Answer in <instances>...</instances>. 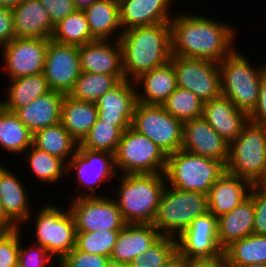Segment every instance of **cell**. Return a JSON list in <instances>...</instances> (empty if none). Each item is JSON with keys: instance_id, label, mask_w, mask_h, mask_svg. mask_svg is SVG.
Segmentation results:
<instances>
[{"instance_id": "1", "label": "cell", "mask_w": 266, "mask_h": 267, "mask_svg": "<svg viewBox=\"0 0 266 267\" xmlns=\"http://www.w3.org/2000/svg\"><path fill=\"white\" fill-rule=\"evenodd\" d=\"M174 16L170 20L173 56L219 63L236 49L233 26L202 15L182 13Z\"/></svg>"}, {"instance_id": "2", "label": "cell", "mask_w": 266, "mask_h": 267, "mask_svg": "<svg viewBox=\"0 0 266 267\" xmlns=\"http://www.w3.org/2000/svg\"><path fill=\"white\" fill-rule=\"evenodd\" d=\"M119 41L128 81H135L147 71L165 65L172 57L170 23L128 29L123 31Z\"/></svg>"}, {"instance_id": "3", "label": "cell", "mask_w": 266, "mask_h": 267, "mask_svg": "<svg viewBox=\"0 0 266 267\" xmlns=\"http://www.w3.org/2000/svg\"><path fill=\"white\" fill-rule=\"evenodd\" d=\"M115 202L126 224H153L166 185L164 173L122 174ZM118 198V199H117Z\"/></svg>"}, {"instance_id": "4", "label": "cell", "mask_w": 266, "mask_h": 267, "mask_svg": "<svg viewBox=\"0 0 266 267\" xmlns=\"http://www.w3.org/2000/svg\"><path fill=\"white\" fill-rule=\"evenodd\" d=\"M266 124L248 121L230 143L226 171L250 181L266 184Z\"/></svg>"}, {"instance_id": "5", "label": "cell", "mask_w": 266, "mask_h": 267, "mask_svg": "<svg viewBox=\"0 0 266 267\" xmlns=\"http://www.w3.org/2000/svg\"><path fill=\"white\" fill-rule=\"evenodd\" d=\"M254 68L238 49L219 62L221 94L248 115L258 102L263 71Z\"/></svg>"}, {"instance_id": "6", "label": "cell", "mask_w": 266, "mask_h": 267, "mask_svg": "<svg viewBox=\"0 0 266 267\" xmlns=\"http://www.w3.org/2000/svg\"><path fill=\"white\" fill-rule=\"evenodd\" d=\"M225 171L226 165L221 161L180 149L167 155L164 175L166 183L173 188L207 195Z\"/></svg>"}, {"instance_id": "7", "label": "cell", "mask_w": 266, "mask_h": 267, "mask_svg": "<svg viewBox=\"0 0 266 267\" xmlns=\"http://www.w3.org/2000/svg\"><path fill=\"white\" fill-rule=\"evenodd\" d=\"M208 212L207 195L165 186L153 226L162 236L178 237L192 221Z\"/></svg>"}, {"instance_id": "8", "label": "cell", "mask_w": 266, "mask_h": 267, "mask_svg": "<svg viewBox=\"0 0 266 267\" xmlns=\"http://www.w3.org/2000/svg\"><path fill=\"white\" fill-rule=\"evenodd\" d=\"M116 170L121 174L164 173L167 156L145 135L131 126L122 133L114 154Z\"/></svg>"}, {"instance_id": "9", "label": "cell", "mask_w": 266, "mask_h": 267, "mask_svg": "<svg viewBox=\"0 0 266 267\" xmlns=\"http://www.w3.org/2000/svg\"><path fill=\"white\" fill-rule=\"evenodd\" d=\"M36 242L47 249L59 262L76 247L77 230L70 210L47 205L35 216Z\"/></svg>"}, {"instance_id": "10", "label": "cell", "mask_w": 266, "mask_h": 267, "mask_svg": "<svg viewBox=\"0 0 266 267\" xmlns=\"http://www.w3.org/2000/svg\"><path fill=\"white\" fill-rule=\"evenodd\" d=\"M131 127L151 139L166 156L181 149L183 122L174 118L162 105L137 103Z\"/></svg>"}, {"instance_id": "11", "label": "cell", "mask_w": 266, "mask_h": 267, "mask_svg": "<svg viewBox=\"0 0 266 267\" xmlns=\"http://www.w3.org/2000/svg\"><path fill=\"white\" fill-rule=\"evenodd\" d=\"M177 252L190 262H221L218 217L209 211L197 217L177 238Z\"/></svg>"}, {"instance_id": "12", "label": "cell", "mask_w": 266, "mask_h": 267, "mask_svg": "<svg viewBox=\"0 0 266 267\" xmlns=\"http://www.w3.org/2000/svg\"><path fill=\"white\" fill-rule=\"evenodd\" d=\"M176 72L178 87L187 89L202 102L220 97L219 63L207 59L173 56L170 59Z\"/></svg>"}, {"instance_id": "13", "label": "cell", "mask_w": 266, "mask_h": 267, "mask_svg": "<svg viewBox=\"0 0 266 267\" xmlns=\"http://www.w3.org/2000/svg\"><path fill=\"white\" fill-rule=\"evenodd\" d=\"M77 232L122 230L125 222L115 200L107 196L76 197L68 207Z\"/></svg>"}, {"instance_id": "14", "label": "cell", "mask_w": 266, "mask_h": 267, "mask_svg": "<svg viewBox=\"0 0 266 267\" xmlns=\"http://www.w3.org/2000/svg\"><path fill=\"white\" fill-rule=\"evenodd\" d=\"M75 170L77 183L86 187L83 192L76 197L103 196L96 194V187L107 179L118 177L115 167L114 154L106 151H92L83 147H78L77 152L67 163V171ZM79 181V182H78Z\"/></svg>"}, {"instance_id": "15", "label": "cell", "mask_w": 266, "mask_h": 267, "mask_svg": "<svg viewBox=\"0 0 266 267\" xmlns=\"http://www.w3.org/2000/svg\"><path fill=\"white\" fill-rule=\"evenodd\" d=\"M80 73L79 46L58 44L50 40L43 70L49 89L69 94Z\"/></svg>"}, {"instance_id": "16", "label": "cell", "mask_w": 266, "mask_h": 267, "mask_svg": "<svg viewBox=\"0 0 266 267\" xmlns=\"http://www.w3.org/2000/svg\"><path fill=\"white\" fill-rule=\"evenodd\" d=\"M44 38H14L2 48L4 67L9 80L33 74L44 70L48 42Z\"/></svg>"}, {"instance_id": "17", "label": "cell", "mask_w": 266, "mask_h": 267, "mask_svg": "<svg viewBox=\"0 0 266 267\" xmlns=\"http://www.w3.org/2000/svg\"><path fill=\"white\" fill-rule=\"evenodd\" d=\"M230 144L201 116L183 122L181 149L227 164Z\"/></svg>"}, {"instance_id": "18", "label": "cell", "mask_w": 266, "mask_h": 267, "mask_svg": "<svg viewBox=\"0 0 266 267\" xmlns=\"http://www.w3.org/2000/svg\"><path fill=\"white\" fill-rule=\"evenodd\" d=\"M132 82L126 79L120 81L96 102L98 119L118 126L123 132L131 126L138 103L137 89H135L137 87L135 82Z\"/></svg>"}, {"instance_id": "19", "label": "cell", "mask_w": 266, "mask_h": 267, "mask_svg": "<svg viewBox=\"0 0 266 267\" xmlns=\"http://www.w3.org/2000/svg\"><path fill=\"white\" fill-rule=\"evenodd\" d=\"M114 43V44H113ZM80 69L88 73L114 75L125 80L119 40H95L79 46Z\"/></svg>"}, {"instance_id": "20", "label": "cell", "mask_w": 266, "mask_h": 267, "mask_svg": "<svg viewBox=\"0 0 266 267\" xmlns=\"http://www.w3.org/2000/svg\"><path fill=\"white\" fill-rule=\"evenodd\" d=\"M160 236L153 224H125L117 237L110 262L115 267H127Z\"/></svg>"}, {"instance_id": "21", "label": "cell", "mask_w": 266, "mask_h": 267, "mask_svg": "<svg viewBox=\"0 0 266 267\" xmlns=\"http://www.w3.org/2000/svg\"><path fill=\"white\" fill-rule=\"evenodd\" d=\"M202 117L229 144L240 134L244 125L249 121V115L238 109L227 97L204 102Z\"/></svg>"}, {"instance_id": "22", "label": "cell", "mask_w": 266, "mask_h": 267, "mask_svg": "<svg viewBox=\"0 0 266 267\" xmlns=\"http://www.w3.org/2000/svg\"><path fill=\"white\" fill-rule=\"evenodd\" d=\"M172 2L173 0H119L122 30L170 23L172 17L169 7Z\"/></svg>"}, {"instance_id": "23", "label": "cell", "mask_w": 266, "mask_h": 267, "mask_svg": "<svg viewBox=\"0 0 266 267\" xmlns=\"http://www.w3.org/2000/svg\"><path fill=\"white\" fill-rule=\"evenodd\" d=\"M12 14L15 38L51 39L55 25L39 0H23Z\"/></svg>"}, {"instance_id": "24", "label": "cell", "mask_w": 266, "mask_h": 267, "mask_svg": "<svg viewBox=\"0 0 266 267\" xmlns=\"http://www.w3.org/2000/svg\"><path fill=\"white\" fill-rule=\"evenodd\" d=\"M252 186L250 181L225 171L207 194L208 211L216 217L231 212L249 197Z\"/></svg>"}, {"instance_id": "25", "label": "cell", "mask_w": 266, "mask_h": 267, "mask_svg": "<svg viewBox=\"0 0 266 267\" xmlns=\"http://www.w3.org/2000/svg\"><path fill=\"white\" fill-rule=\"evenodd\" d=\"M65 94L50 90L38 96L33 102L15 113L20 121L32 132L61 122V108Z\"/></svg>"}, {"instance_id": "26", "label": "cell", "mask_w": 266, "mask_h": 267, "mask_svg": "<svg viewBox=\"0 0 266 267\" xmlns=\"http://www.w3.org/2000/svg\"><path fill=\"white\" fill-rule=\"evenodd\" d=\"M134 82L143 85V94L137 89V102L146 105H162L178 87L176 72L170 61L147 71Z\"/></svg>"}, {"instance_id": "27", "label": "cell", "mask_w": 266, "mask_h": 267, "mask_svg": "<svg viewBox=\"0 0 266 267\" xmlns=\"http://www.w3.org/2000/svg\"><path fill=\"white\" fill-rule=\"evenodd\" d=\"M18 176L7 168L0 174V204L6 216L17 227L29 221L32 213L27 198L29 196Z\"/></svg>"}, {"instance_id": "28", "label": "cell", "mask_w": 266, "mask_h": 267, "mask_svg": "<svg viewBox=\"0 0 266 267\" xmlns=\"http://www.w3.org/2000/svg\"><path fill=\"white\" fill-rule=\"evenodd\" d=\"M254 205L250 197L218 217V242L224 250L232 242L253 234Z\"/></svg>"}, {"instance_id": "29", "label": "cell", "mask_w": 266, "mask_h": 267, "mask_svg": "<svg viewBox=\"0 0 266 267\" xmlns=\"http://www.w3.org/2000/svg\"><path fill=\"white\" fill-rule=\"evenodd\" d=\"M91 36L95 40H111L113 32L119 30L115 40H119L121 29L119 3L117 0H98L83 9ZM110 37V38H109Z\"/></svg>"}, {"instance_id": "30", "label": "cell", "mask_w": 266, "mask_h": 267, "mask_svg": "<svg viewBox=\"0 0 266 267\" xmlns=\"http://www.w3.org/2000/svg\"><path fill=\"white\" fill-rule=\"evenodd\" d=\"M98 118L96 103L80 101L65 94L61 108V124L80 143Z\"/></svg>"}, {"instance_id": "31", "label": "cell", "mask_w": 266, "mask_h": 267, "mask_svg": "<svg viewBox=\"0 0 266 267\" xmlns=\"http://www.w3.org/2000/svg\"><path fill=\"white\" fill-rule=\"evenodd\" d=\"M266 264V235L251 234L223 250L224 267Z\"/></svg>"}, {"instance_id": "32", "label": "cell", "mask_w": 266, "mask_h": 267, "mask_svg": "<svg viewBox=\"0 0 266 267\" xmlns=\"http://www.w3.org/2000/svg\"><path fill=\"white\" fill-rule=\"evenodd\" d=\"M10 81L7 97H5L4 101H0V105L11 112H16L18 109L33 102L38 96L50 91L43 72L14 78Z\"/></svg>"}, {"instance_id": "33", "label": "cell", "mask_w": 266, "mask_h": 267, "mask_svg": "<svg viewBox=\"0 0 266 267\" xmlns=\"http://www.w3.org/2000/svg\"><path fill=\"white\" fill-rule=\"evenodd\" d=\"M32 145L68 163L77 152L79 143L59 122L33 133Z\"/></svg>"}, {"instance_id": "34", "label": "cell", "mask_w": 266, "mask_h": 267, "mask_svg": "<svg viewBox=\"0 0 266 267\" xmlns=\"http://www.w3.org/2000/svg\"><path fill=\"white\" fill-rule=\"evenodd\" d=\"M33 133L15 112L0 105V148L9 153L23 154L32 145Z\"/></svg>"}, {"instance_id": "35", "label": "cell", "mask_w": 266, "mask_h": 267, "mask_svg": "<svg viewBox=\"0 0 266 267\" xmlns=\"http://www.w3.org/2000/svg\"><path fill=\"white\" fill-rule=\"evenodd\" d=\"M51 40L58 44L82 46L95 41L83 10L77 9L55 24Z\"/></svg>"}, {"instance_id": "36", "label": "cell", "mask_w": 266, "mask_h": 267, "mask_svg": "<svg viewBox=\"0 0 266 267\" xmlns=\"http://www.w3.org/2000/svg\"><path fill=\"white\" fill-rule=\"evenodd\" d=\"M119 82L114 75L81 71L74 88L68 95L76 100L96 103L103 94Z\"/></svg>"}, {"instance_id": "37", "label": "cell", "mask_w": 266, "mask_h": 267, "mask_svg": "<svg viewBox=\"0 0 266 267\" xmlns=\"http://www.w3.org/2000/svg\"><path fill=\"white\" fill-rule=\"evenodd\" d=\"M27 150H30L26 154L27 164H29L28 166L37 179L42 182H48V184L58 182L62 179L63 174L65 175V172H67V163L63 159L39 150L33 145Z\"/></svg>"}, {"instance_id": "38", "label": "cell", "mask_w": 266, "mask_h": 267, "mask_svg": "<svg viewBox=\"0 0 266 267\" xmlns=\"http://www.w3.org/2000/svg\"><path fill=\"white\" fill-rule=\"evenodd\" d=\"M162 106L174 118L185 122L202 116L204 102L191 91L177 87Z\"/></svg>"}, {"instance_id": "39", "label": "cell", "mask_w": 266, "mask_h": 267, "mask_svg": "<svg viewBox=\"0 0 266 267\" xmlns=\"http://www.w3.org/2000/svg\"><path fill=\"white\" fill-rule=\"evenodd\" d=\"M123 131L112 123L103 122L97 118L78 147L92 151H106L115 154Z\"/></svg>"}, {"instance_id": "40", "label": "cell", "mask_w": 266, "mask_h": 267, "mask_svg": "<svg viewBox=\"0 0 266 267\" xmlns=\"http://www.w3.org/2000/svg\"><path fill=\"white\" fill-rule=\"evenodd\" d=\"M176 253V238L161 235L147 250L134 258L127 267H160Z\"/></svg>"}, {"instance_id": "41", "label": "cell", "mask_w": 266, "mask_h": 267, "mask_svg": "<svg viewBox=\"0 0 266 267\" xmlns=\"http://www.w3.org/2000/svg\"><path fill=\"white\" fill-rule=\"evenodd\" d=\"M121 230L77 232L76 247L84 252L110 258Z\"/></svg>"}, {"instance_id": "42", "label": "cell", "mask_w": 266, "mask_h": 267, "mask_svg": "<svg viewBox=\"0 0 266 267\" xmlns=\"http://www.w3.org/2000/svg\"><path fill=\"white\" fill-rule=\"evenodd\" d=\"M110 263L108 257L87 253L75 247L57 265L59 267H107Z\"/></svg>"}, {"instance_id": "43", "label": "cell", "mask_w": 266, "mask_h": 267, "mask_svg": "<svg viewBox=\"0 0 266 267\" xmlns=\"http://www.w3.org/2000/svg\"><path fill=\"white\" fill-rule=\"evenodd\" d=\"M249 197L255 211L253 234L266 235V184L253 185Z\"/></svg>"}, {"instance_id": "44", "label": "cell", "mask_w": 266, "mask_h": 267, "mask_svg": "<svg viewBox=\"0 0 266 267\" xmlns=\"http://www.w3.org/2000/svg\"><path fill=\"white\" fill-rule=\"evenodd\" d=\"M20 232L17 227L0 240V267H18Z\"/></svg>"}, {"instance_id": "45", "label": "cell", "mask_w": 266, "mask_h": 267, "mask_svg": "<svg viewBox=\"0 0 266 267\" xmlns=\"http://www.w3.org/2000/svg\"><path fill=\"white\" fill-rule=\"evenodd\" d=\"M34 244V245H33ZM30 247H24L20 242L18 253V267H45L52 260V255L47 249L39 244L33 243Z\"/></svg>"}, {"instance_id": "46", "label": "cell", "mask_w": 266, "mask_h": 267, "mask_svg": "<svg viewBox=\"0 0 266 267\" xmlns=\"http://www.w3.org/2000/svg\"><path fill=\"white\" fill-rule=\"evenodd\" d=\"M47 9L51 22L55 25L67 15L77 10L73 0H39Z\"/></svg>"}, {"instance_id": "47", "label": "cell", "mask_w": 266, "mask_h": 267, "mask_svg": "<svg viewBox=\"0 0 266 267\" xmlns=\"http://www.w3.org/2000/svg\"><path fill=\"white\" fill-rule=\"evenodd\" d=\"M14 38L12 9L0 7V48Z\"/></svg>"}, {"instance_id": "48", "label": "cell", "mask_w": 266, "mask_h": 267, "mask_svg": "<svg viewBox=\"0 0 266 267\" xmlns=\"http://www.w3.org/2000/svg\"><path fill=\"white\" fill-rule=\"evenodd\" d=\"M249 120L258 124H266V66L262 75L258 102L249 114Z\"/></svg>"}, {"instance_id": "49", "label": "cell", "mask_w": 266, "mask_h": 267, "mask_svg": "<svg viewBox=\"0 0 266 267\" xmlns=\"http://www.w3.org/2000/svg\"><path fill=\"white\" fill-rule=\"evenodd\" d=\"M190 261L183 258L178 252L160 267H187Z\"/></svg>"}, {"instance_id": "50", "label": "cell", "mask_w": 266, "mask_h": 267, "mask_svg": "<svg viewBox=\"0 0 266 267\" xmlns=\"http://www.w3.org/2000/svg\"><path fill=\"white\" fill-rule=\"evenodd\" d=\"M187 267H224L221 262H190Z\"/></svg>"}, {"instance_id": "51", "label": "cell", "mask_w": 266, "mask_h": 267, "mask_svg": "<svg viewBox=\"0 0 266 267\" xmlns=\"http://www.w3.org/2000/svg\"><path fill=\"white\" fill-rule=\"evenodd\" d=\"M96 1L98 0H73L75 7L79 10H83L84 8L90 6Z\"/></svg>"}, {"instance_id": "52", "label": "cell", "mask_w": 266, "mask_h": 267, "mask_svg": "<svg viewBox=\"0 0 266 267\" xmlns=\"http://www.w3.org/2000/svg\"><path fill=\"white\" fill-rule=\"evenodd\" d=\"M0 225L2 226H16L4 213L0 204Z\"/></svg>"}, {"instance_id": "53", "label": "cell", "mask_w": 266, "mask_h": 267, "mask_svg": "<svg viewBox=\"0 0 266 267\" xmlns=\"http://www.w3.org/2000/svg\"><path fill=\"white\" fill-rule=\"evenodd\" d=\"M23 0H0V7H7L13 9L17 4Z\"/></svg>"}, {"instance_id": "54", "label": "cell", "mask_w": 266, "mask_h": 267, "mask_svg": "<svg viewBox=\"0 0 266 267\" xmlns=\"http://www.w3.org/2000/svg\"><path fill=\"white\" fill-rule=\"evenodd\" d=\"M17 226H2L0 225V240L5 237L10 231L15 230Z\"/></svg>"}, {"instance_id": "55", "label": "cell", "mask_w": 266, "mask_h": 267, "mask_svg": "<svg viewBox=\"0 0 266 267\" xmlns=\"http://www.w3.org/2000/svg\"><path fill=\"white\" fill-rule=\"evenodd\" d=\"M243 267H266V264H251Z\"/></svg>"}, {"instance_id": "56", "label": "cell", "mask_w": 266, "mask_h": 267, "mask_svg": "<svg viewBox=\"0 0 266 267\" xmlns=\"http://www.w3.org/2000/svg\"><path fill=\"white\" fill-rule=\"evenodd\" d=\"M5 168H6L5 166H2V164H0V174Z\"/></svg>"}, {"instance_id": "57", "label": "cell", "mask_w": 266, "mask_h": 267, "mask_svg": "<svg viewBox=\"0 0 266 267\" xmlns=\"http://www.w3.org/2000/svg\"><path fill=\"white\" fill-rule=\"evenodd\" d=\"M107 267H115L112 263H110Z\"/></svg>"}]
</instances>
